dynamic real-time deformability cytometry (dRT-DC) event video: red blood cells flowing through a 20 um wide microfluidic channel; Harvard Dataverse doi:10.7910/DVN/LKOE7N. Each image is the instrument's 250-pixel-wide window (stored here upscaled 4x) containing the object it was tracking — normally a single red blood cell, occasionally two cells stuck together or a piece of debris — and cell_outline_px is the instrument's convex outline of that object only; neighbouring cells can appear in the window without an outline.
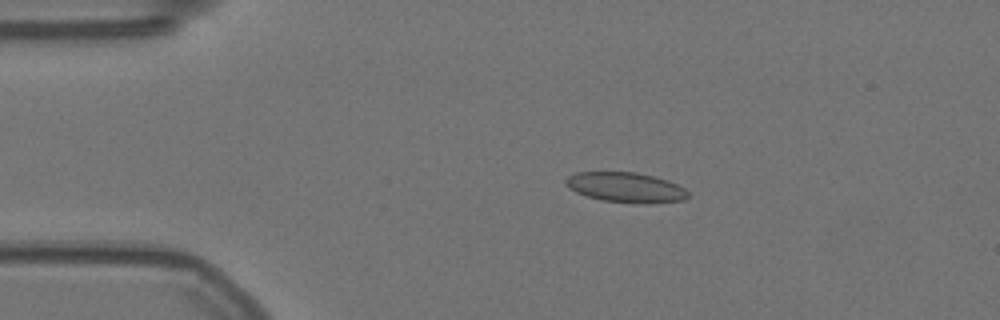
{"species": "Egyptian fruit bat (a non-hibernating species)", "species_latin": "Rousettus aegyptiacus", "temperature_condition": "warm", "stored_images_in_passage": 49, "camera_frame_rate_fps": 3000, "um_per_image_px": 0.085, "animal": {"sex": "female"}, "frame": {"image": 1, "passage_image": 3, "time_ms": 0.667, "image_size_px": [1000, 320], "cell_outline_px": [[688, 196], [684, 200], [648, 204], [600, 200], [576, 192], [568, 188], [564, 184], [564, 180], [568, 176], [576, 172], [636, 172], [668, 180], [684, 188], [688, 192]], "centroid_in_image_um": [53.17, 15.93], "position_along_channel_um": 31.8, "area_um2": 21.44}}
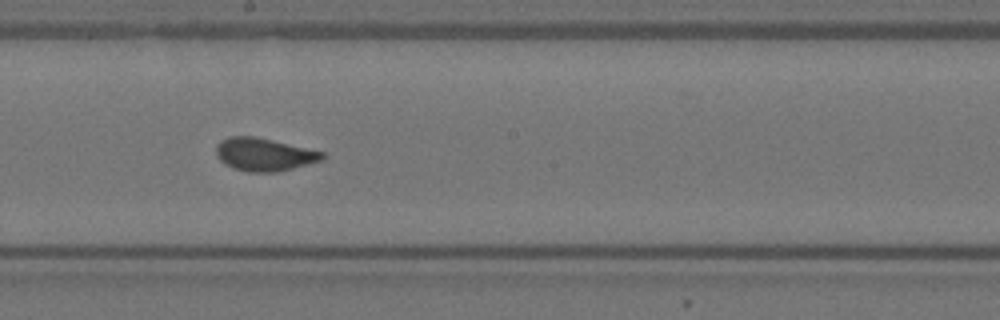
{"frame": {"image": 2, "passage_image": 23, "time_ms": 7.333, "image_size_px": [1000, 320], "cell_outline_px": [[324, 160], [276, 172], [248, 172], [232, 168], [224, 164], [216, 156], [216, 144], [220, 140], [228, 136], [256, 136], [324, 152]], "centroid_in_image_um": [22.41, 13.12], "position_along_channel_um": 225.8, "area_um2": 20.52}}
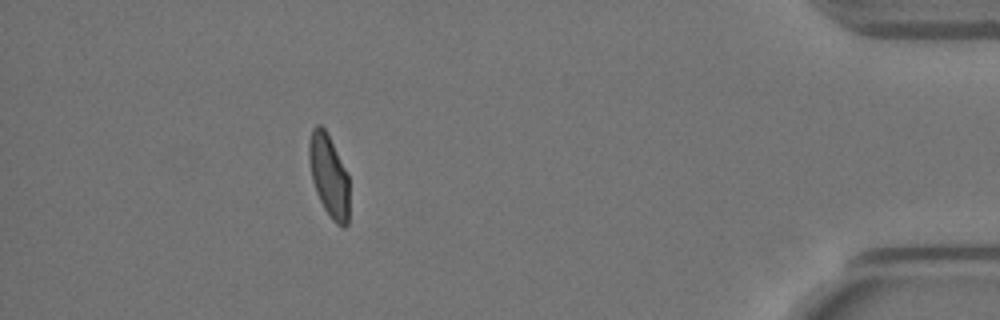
{"frame": {"image": 3, "passage_image": 43, "time_ms": 14.0, "image_size_px": [1000, 320], "cell_outline_px": [[348, 224], [344, 228], [336, 224], [332, 220], [324, 208], [316, 192], [312, 180], [308, 156], [308, 144], [312, 128], [316, 124], [320, 124], [324, 128], [348, 176]], "centroid_in_image_um": [27.93, 14.96], "position_along_channel_um": 407.3, "area_um2": 19.02}, "authors_computed_cell_mechanics": {"area_um2": 20.3456, "velocity_mm_per_s": 3.5514, "shape_relaxation_time_tau1_ms": 6.6737, "shape_relaxation_time_tau2_ms": 0.7492, "deformation_change_tau1": 0.1566, "deformation_change_tau2": 0.0667}}